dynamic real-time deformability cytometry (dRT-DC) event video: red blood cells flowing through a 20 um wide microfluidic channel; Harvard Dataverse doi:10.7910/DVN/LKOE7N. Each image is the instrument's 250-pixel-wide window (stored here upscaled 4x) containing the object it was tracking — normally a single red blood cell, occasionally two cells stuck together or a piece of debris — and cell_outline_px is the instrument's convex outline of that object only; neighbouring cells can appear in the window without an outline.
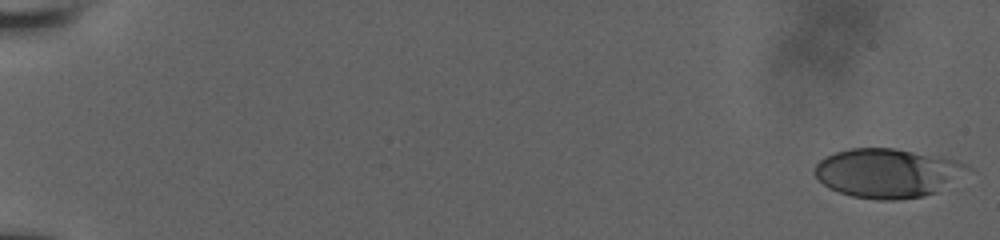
{"species": "human", "species_latin": "Homo sapiens", "temperature_condition": "room temperature", "stored_images_in_passage": 7, "camera_frame_rate_fps": 3000, "um_per_image_px": 0.085, "donor": {"sex": "male"}, "frame": {"image": 1, "passage_image": 1, "time_ms": 0.0, "image_size_px": [1000, 240], "cell_outline_px": [[976, 172], [936, 192], [924, 196], [896, 200], [880, 200], [852, 196], [828, 188], [812, 172], [816, 164], [820, 160], [836, 152], [848, 148], [892, 148], [956, 160], [968, 164]], "centroid_in_image_um": [75.52, 14.72], "position_along_channel_um": 9.5, "area_um2": 44.16}}